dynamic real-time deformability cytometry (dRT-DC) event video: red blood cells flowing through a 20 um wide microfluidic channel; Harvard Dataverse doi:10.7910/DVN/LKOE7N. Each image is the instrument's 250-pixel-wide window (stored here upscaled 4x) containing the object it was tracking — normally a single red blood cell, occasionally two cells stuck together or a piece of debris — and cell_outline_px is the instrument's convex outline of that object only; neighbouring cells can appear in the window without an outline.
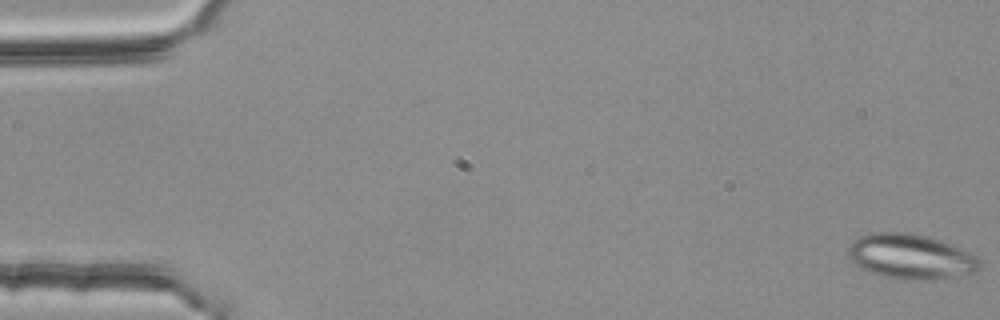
{"species": "common noctule bat (a hibernating species)", "species_latin": "Nyctalus noctula", "temperature_condition": "room temperature", "stored_images_in_passage": 53, "segment_of_instrument_passage": [1, 2], "camera_frame_rate_fps": 3000, "um_per_image_px": 0.085, "animal": {"sex": "female", "body_mass_g": 25.1}, "frame": {"image": 1, "passage_image": 1, "time_ms": 0.0, "image_size_px": [1000, 320], "cell_outline_px": [[980, 268], [972, 272], [952, 276], [928, 280], [896, 280], [880, 276], [868, 272], [860, 268], [848, 256], [848, 244], [852, 240], [860, 236], [872, 232], [908, 232], [928, 236], [940, 240], [960, 248], [976, 256], [980, 260]], "centroid_in_image_um": [77.34, 21.8], "position_along_channel_um": 7.7, "area_um2": 34.68}}
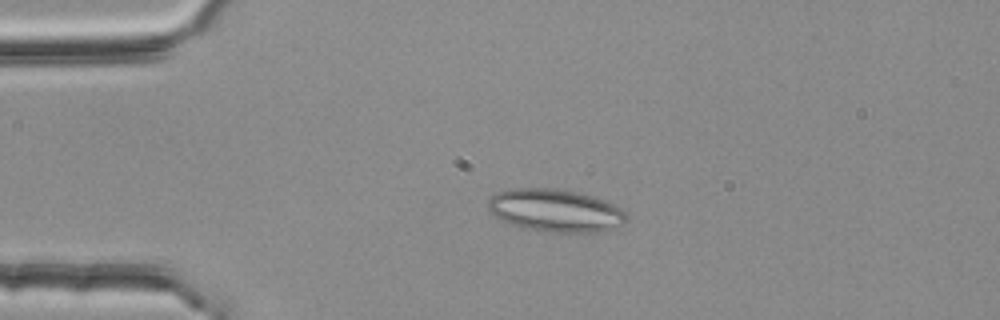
{"frame": {"image": 2, "passage_image": 13, "time_ms": 4.0, "image_size_px": [1000, 320], "cell_outline_px": [[628, 220], [624, 224], [600, 232], [540, 232], [520, 228], [496, 216], [488, 208], [488, 200], [496, 192], [512, 188], [556, 188], [576, 192], [592, 196], [604, 200], [628, 212]], "centroid_in_image_um": [47.23, 17.9], "position_along_channel_um": 37.8, "area_um2": 34.68}}